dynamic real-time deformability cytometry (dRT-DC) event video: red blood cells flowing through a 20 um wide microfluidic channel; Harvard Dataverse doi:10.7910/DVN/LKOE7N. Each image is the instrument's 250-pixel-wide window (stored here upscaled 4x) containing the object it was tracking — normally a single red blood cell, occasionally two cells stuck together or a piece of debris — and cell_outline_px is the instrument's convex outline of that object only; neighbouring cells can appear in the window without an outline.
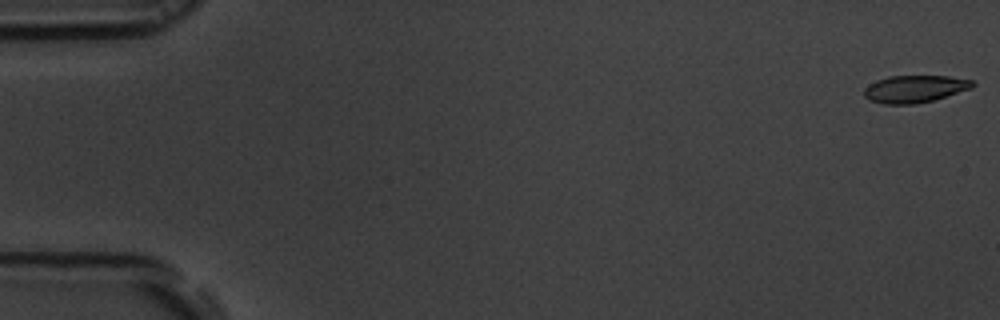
{"species": "common noctule bat (a hibernating species)", "species_latin": "Nyctalus noctula", "temperature_condition": "room temperature", "stored_images_in_passage": 56, "camera_frame_rate_fps": 3000, "um_per_image_px": 0.085, "animal": {"sex": "male", "body_mass_g": 19.5, "forearm_length_mm": 54.6}, "frame": {"image": 1, "passage_image": 1, "time_ms": 0.0, "image_size_px": [1000, 320], "cell_outline_px": [[976, 84], [972, 88], [932, 100], [916, 104], [884, 104], [868, 100], [864, 96], [864, 88], [868, 84], [876, 80], [888, 76], [948, 76], [972, 80]], "centroid_in_image_um": [77.71, 7.55], "position_along_channel_um": 7.3, "area_um2": 17.28}}
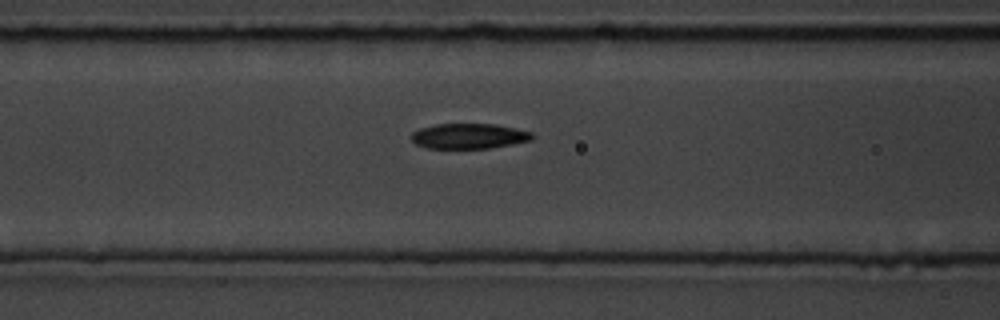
{"frame": {"image": 2, "passage_image": 23, "time_ms": 7.333, "image_size_px": [1000, 320], "cell_outline_px": [[536, 136], [532, 140], [512, 144], [488, 148], [428, 148], [416, 144], [412, 140], [412, 132], [420, 128], [436, 124], [496, 124], [516, 128], [532, 132]], "centroid_in_image_um": [39.9, 11.56], "position_along_channel_um": 126.7, "area_um2": 17.8}}
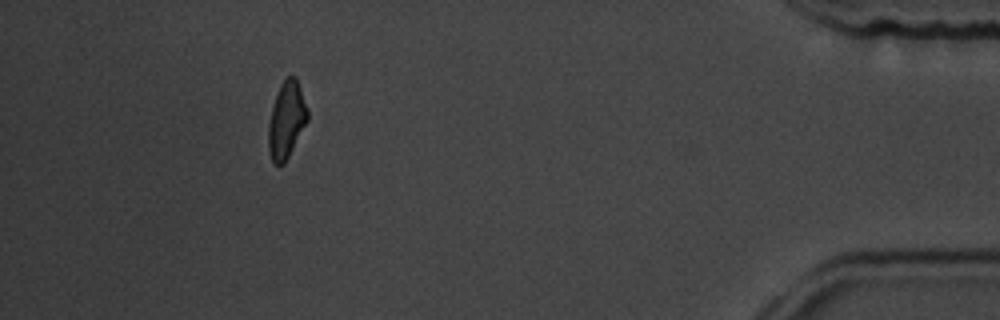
{"frame": {"image": 3, "passage_image": 51, "time_ms": 16.667, "image_size_px": [1000, 320], "cell_outline_px": [[308, 120], [284, 164], [272, 164], [268, 152], [268, 124], [272, 108], [280, 84], [288, 76], [296, 76], [308, 108]], "centroid_in_image_um": [24.35, 10.21], "position_along_channel_um": 410.9, "area_um2": 17.51}, "authors_computed_cell_mechanics": {"area_um2": 18.1492, "velocity_mm_per_s": 3.6701, "shape_relaxation_time_tau1_ms": 3.9067, "shape_relaxation_time_tau2_ms": 4.1203, "deformation_change_tau1": 0.1431, "deformation_change_tau2": 0.1084}}